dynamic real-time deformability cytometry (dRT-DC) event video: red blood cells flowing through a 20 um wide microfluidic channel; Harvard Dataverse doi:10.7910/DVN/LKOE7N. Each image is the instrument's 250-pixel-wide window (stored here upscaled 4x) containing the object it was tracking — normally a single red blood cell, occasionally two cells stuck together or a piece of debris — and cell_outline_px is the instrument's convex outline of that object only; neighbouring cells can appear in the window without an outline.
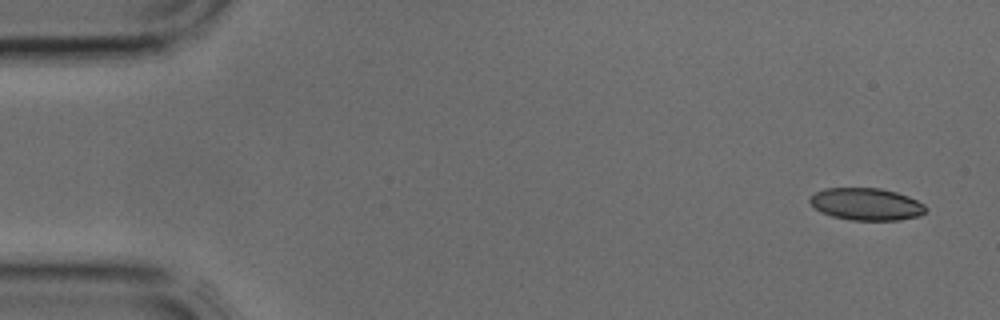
{"species": "common noctule bat (a hibernating species)", "species_latin": "Nyctalus noctula", "temperature_condition": "cold", "stored_images_in_passage": 2, "camera_frame_rate_fps": 3000, "um_per_image_px": 0.085, "animal": {"sex": "male", "body_mass_g": 17.9, "forearm_length_mm": 54.2}, "frame": {"image": 1, "passage_image": 2, "time_ms": 0.333, "image_size_px": [1000, 320], "cell_outline_px": [[928, 208], [920, 216], [900, 220], [852, 220], [832, 216], [820, 212], [808, 200], [816, 192], [824, 188], [880, 188], [896, 192], [908, 196], [924, 204]], "centroid_in_image_um": [73.66, 17.35], "position_along_channel_um": 11.3, "area_um2": 21.73}}